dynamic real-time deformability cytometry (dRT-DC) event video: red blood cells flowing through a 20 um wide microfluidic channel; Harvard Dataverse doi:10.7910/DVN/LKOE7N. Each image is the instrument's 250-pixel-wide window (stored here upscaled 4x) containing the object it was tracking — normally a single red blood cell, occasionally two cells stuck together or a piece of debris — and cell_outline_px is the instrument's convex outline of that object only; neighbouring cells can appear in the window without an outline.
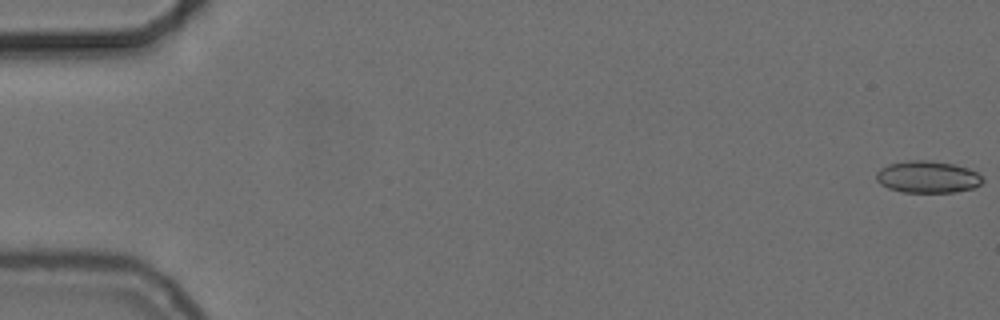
{"species": "common noctule bat (a hibernating species)", "species_latin": "Nyctalus noctula", "temperature_condition": "cold", "stored_images_in_passage": 49, "camera_frame_rate_fps": 3000, "um_per_image_px": 0.085, "animal": {"sex": "female", "body_mass_g": 24.6, "forearm_length_mm": 56.2}, "frame": {"image": 1, "passage_image": 1, "time_ms": 0.0, "image_size_px": [1000, 320], "cell_outline_px": [[984, 180], [980, 184], [972, 188], [952, 192], [904, 192], [888, 188], [880, 184], [876, 180], [876, 172], [880, 168], [888, 164], [908, 160], [928, 160], [952, 164], [968, 168], [976, 172]], "centroid_in_image_um": [78.8, 15.03], "position_along_channel_um": 6.2, "area_um2": 19.71}}
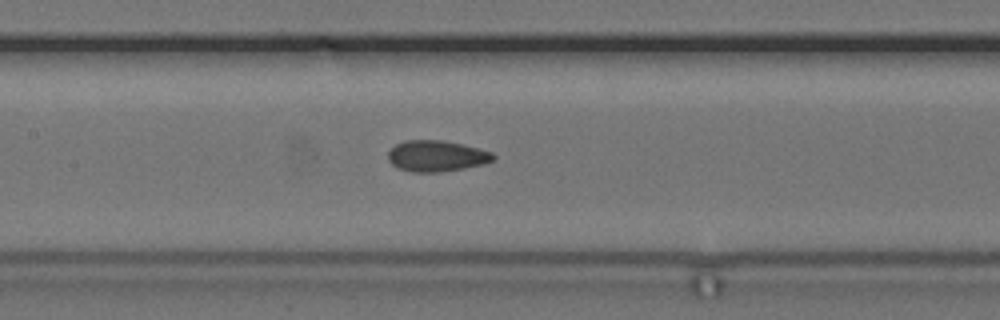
{"frame": {"image": 2, "passage_image": 27, "time_ms": 8.667, "image_size_px": [1000, 320], "cell_outline_px": [[496, 156], [492, 160], [484, 164], [464, 168], [440, 172], [412, 172], [400, 168], [392, 164], [388, 160], [388, 152], [396, 144], [404, 140], [444, 140], [464, 144], [492, 152]], "centroid_in_image_um": [37.11, 13.25], "position_along_channel_um": 170.3, "area_um2": 19.07}}
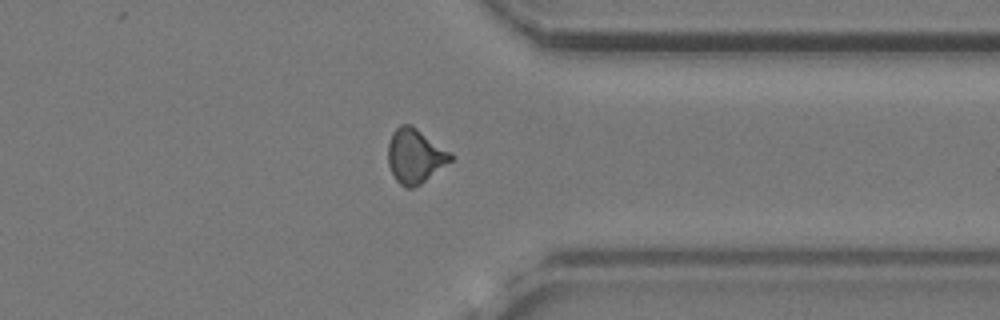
{"frame": {"image": 3, "passage_image": 44, "time_ms": 14.333, "image_size_px": [1000, 320], "cell_outline_px": [[452, 160], [420, 184], [412, 188], [404, 188], [396, 180], [388, 164], [388, 144], [392, 132], [400, 124], [412, 124], [452, 152]], "centroid_in_image_um": [35.28, 13.23], "position_along_channel_um": 376.1, "area_um2": 19.94}, "authors_computed_cell_mechanics": {"area_um2": 19.4208, "velocity_mm_per_s": 3.7027, "shape_relaxation_time_tau1_ms": null, "shape_relaxation_time_tau2_ms": 1.9353, "deformation_change_tau1": null, "deformation_change_tau2": 0.0655}}